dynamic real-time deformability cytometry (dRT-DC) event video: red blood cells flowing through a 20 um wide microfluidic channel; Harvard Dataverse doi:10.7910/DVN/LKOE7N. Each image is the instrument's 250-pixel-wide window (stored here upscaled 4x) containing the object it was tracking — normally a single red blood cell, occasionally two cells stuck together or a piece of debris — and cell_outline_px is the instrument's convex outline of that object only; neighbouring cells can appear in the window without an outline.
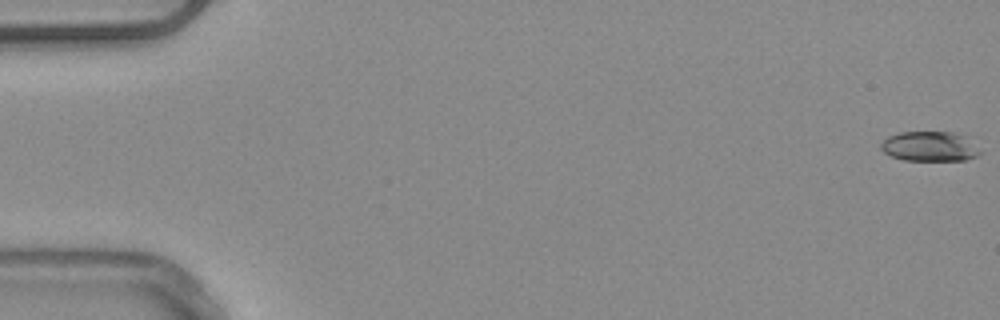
{"species": "common noctule bat (a hibernating species)", "species_latin": "Nyctalus noctula", "temperature_condition": "warm", "stored_images_in_passage": 50, "camera_frame_rate_fps": 3000, "um_per_image_px": 0.085, "animal": {"sex": "male", "body_mass_g": 20.4}, "frame": {"image": 1, "passage_image": 1, "time_ms": 0.0, "image_size_px": [1000, 320], "cell_outline_px": [[980, 152], [976, 156], [964, 160], [904, 160], [892, 156], [884, 152], [880, 148], [880, 144], [888, 136], [900, 132], [952, 132], [968, 136]], "centroid_in_image_um": [79.01, 12.43], "position_along_channel_um": 6.0, "area_um2": 17.17}}
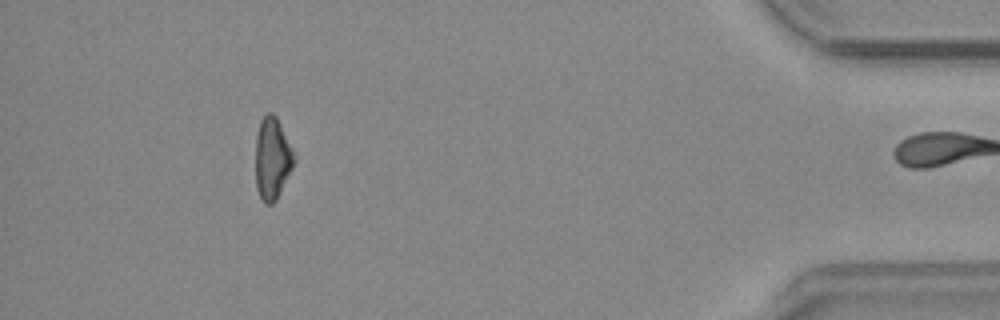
{"frame": {"image": 2, "passage_image": 49, "time_ms": 16.0, "image_size_px": [1000, 320], "cell_outline_px": [[296, 160], [276, 200], [272, 204], [264, 204], [256, 188], [256, 136], [260, 120], [268, 112], [272, 112], [276, 116], [296, 156]], "centroid_in_image_um": [23.14, 13.47], "position_along_channel_um": 412.1, "area_um2": 18.38}, "authors_computed_cell_mechanics": {"area_um2": 18.5249, "velocity_mm_per_s": 3.8927, "shape_relaxation_time_tau1_ms": 9.268, "shape_relaxation_time_tau2_ms": null, "deformation_change_tau1": 0.2014, "deformation_change_tau2": null}}